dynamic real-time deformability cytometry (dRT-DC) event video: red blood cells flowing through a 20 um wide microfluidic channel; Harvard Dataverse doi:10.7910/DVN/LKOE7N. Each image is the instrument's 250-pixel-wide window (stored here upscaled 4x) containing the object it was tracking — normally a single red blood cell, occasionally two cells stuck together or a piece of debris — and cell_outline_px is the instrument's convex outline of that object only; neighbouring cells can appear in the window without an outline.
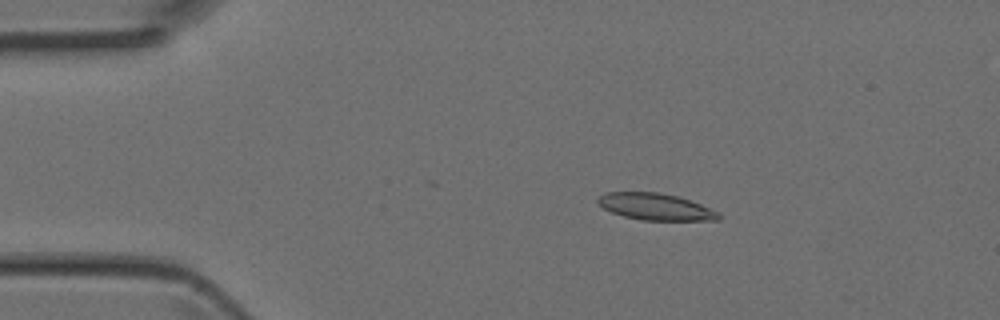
{"species": "Egyptian fruit bat (a non-hibernating species)", "species_latin": "Rousettus aegyptiacus", "temperature_condition": "room temperature", "stored_images_in_passage": 3, "camera_frame_rate_fps": 3000, "um_per_image_px": 0.085, "animal": {"sex": "female"}, "frame": {"image": 1, "passage_image": 2, "time_ms": 0.333, "image_size_px": [1000, 320], "cell_outline_px": [[720, 220], [640, 220], [624, 216], [612, 212], [596, 204], [596, 200], [604, 192], [660, 192], [676, 196], [700, 204], [716, 212], [720, 216]], "centroid_in_image_um": [55.65, 17.57], "position_along_channel_um": 29.4, "area_um2": 18.61}}